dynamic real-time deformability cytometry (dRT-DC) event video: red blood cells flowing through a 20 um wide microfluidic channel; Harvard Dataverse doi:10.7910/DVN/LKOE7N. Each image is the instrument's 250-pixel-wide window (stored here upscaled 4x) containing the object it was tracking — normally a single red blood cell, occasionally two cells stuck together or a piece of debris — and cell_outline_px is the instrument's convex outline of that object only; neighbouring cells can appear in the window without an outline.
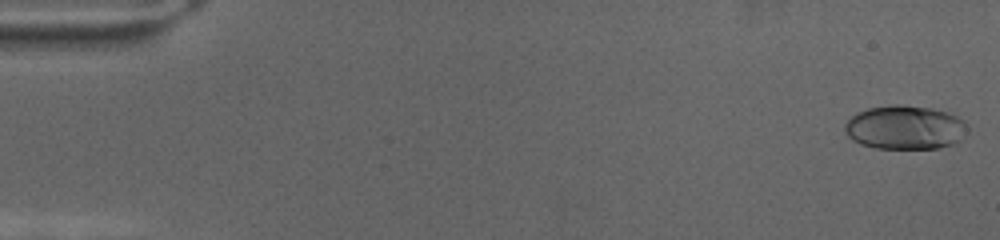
{"species": "human", "species_latin": "Homo sapiens", "temperature_condition": "cold", "stored_images_in_passage": 72, "camera_frame_rate_fps": 3000, "um_per_image_px": 0.085, "donor": {"sex": "female"}, "frame": {"image": 1, "passage_image": 2, "time_ms": 0.333, "image_size_px": [1000, 240], "cell_outline_px": [[968, 128], [960, 140], [952, 144], [936, 148], [876, 148], [860, 144], [852, 140], [844, 132], [844, 124], [856, 112], [868, 108], [892, 104], [900, 104], [932, 108], [948, 112], [964, 120], [968, 124]], "centroid_in_image_um": [76.91, 10.82], "position_along_channel_um": 8.1, "area_um2": 31.62}}
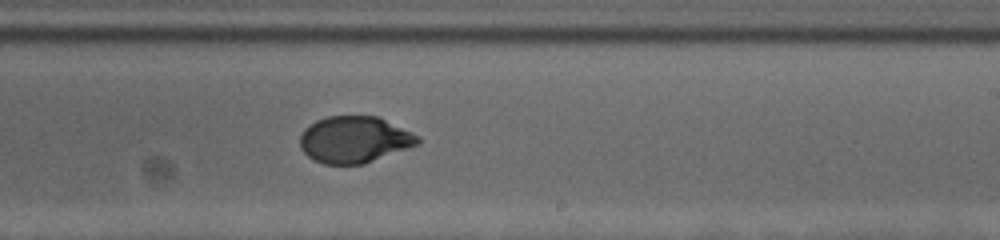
{"frame": {"image": 2, "passage_image": 44, "time_ms": 14.333, "image_size_px": [1000, 240], "cell_outline_px": [[420, 144], [364, 164], [324, 164], [312, 160], [300, 148], [300, 136], [304, 128], [316, 120], [328, 116], [376, 116], [420, 136]], "centroid_in_image_um": [30.1, 11.87], "position_along_channel_um": 258.9, "area_um2": 32.02}}
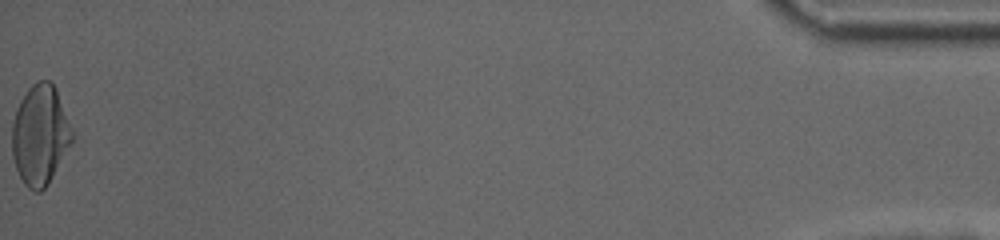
{"frame": {"image": 3, "passage_image": 72, "time_ms": 23.667, "image_size_px": [1000, 240], "cell_outline_px": [[72, 140], [48, 184], [40, 192], [36, 192], [28, 188], [24, 184], [16, 168], [12, 156], [12, 124], [16, 108], [20, 100], [28, 88], [36, 80], [48, 80], [56, 88], [72, 132]], "centroid_in_image_um": [3.37, 11.46], "position_along_channel_um": 431.8, "area_um2": 34.56}}